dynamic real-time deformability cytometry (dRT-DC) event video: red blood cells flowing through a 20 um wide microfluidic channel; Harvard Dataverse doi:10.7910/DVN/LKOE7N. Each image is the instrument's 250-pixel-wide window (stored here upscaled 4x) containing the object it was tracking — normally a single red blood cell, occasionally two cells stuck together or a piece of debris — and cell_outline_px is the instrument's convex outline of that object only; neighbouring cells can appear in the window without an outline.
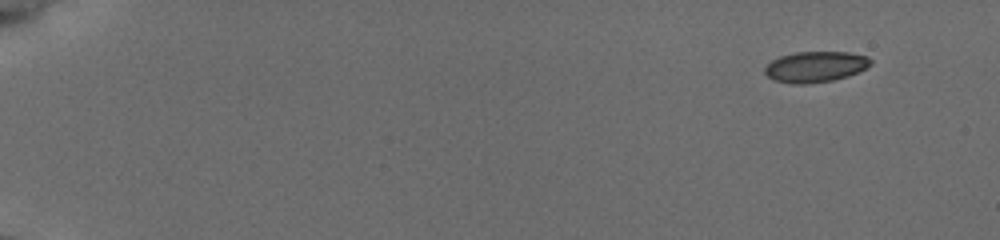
{"species": "common noctule bat (a hibernating species)", "species_latin": "Nyctalus noctula", "temperature_condition": "cold", "stored_images_in_passage": 52, "camera_frame_rate_fps": 3000, "um_per_image_px": 0.085, "animal": {"sex": "female", "body_mass_g": 19.5, "forearm_length_mm": 54.1}, "frame": {"image": 1, "passage_image": 1, "time_ms": 0.0, "image_size_px": [1000, 240], "cell_outline_px": [[872, 64], [848, 76], [832, 80], [800, 84], [776, 80], [768, 76], [764, 72], [764, 68], [772, 60], [780, 56], [796, 52], [848, 52], [868, 56], [872, 60]], "centroid_in_image_um": [69.33, 5.65], "position_along_channel_um": 15.7, "area_um2": 18.67}}
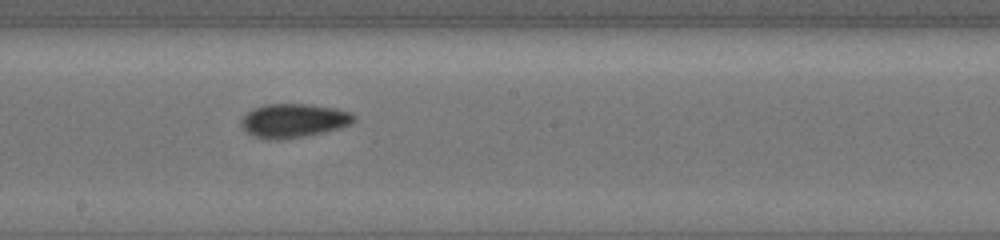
{"frame": {"image": 2, "passage_image": 30, "time_ms": 9.667, "image_size_px": [1000, 240], "cell_outline_px": [[356, 120], [340, 128], [324, 132], [304, 136], [280, 140], [264, 140], [248, 132], [240, 124], [240, 120], [252, 108], [264, 104], [308, 104], [332, 108], [348, 112], [356, 116]], "centroid_in_image_um": [24.92, 10.26], "position_along_channel_um": 223.3, "area_um2": 22.14}}
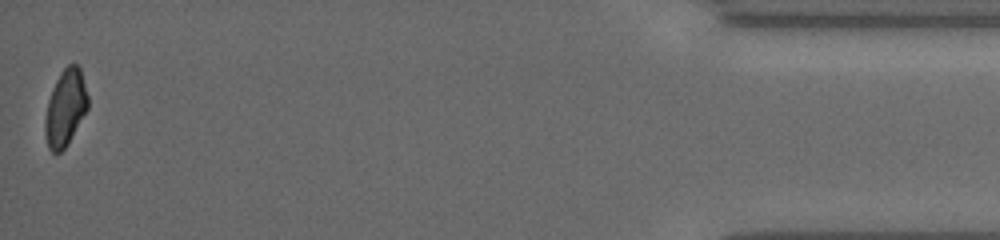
{"frame": {"image": 3, "passage_image": 52, "time_ms": 17.0, "image_size_px": [1000, 240], "cell_outline_px": [[88, 108], [68, 144], [60, 152], [52, 152], [48, 148], [44, 132], [44, 120], [48, 100], [56, 80], [60, 72], [68, 64], [76, 64], [80, 68], [88, 96]], "centroid_in_image_um": [5.55, 9.18], "position_along_channel_um": 429.7, "area_um2": 19.07}, "authors_computed_cell_mechanics": {"area_um2": 20.0855, "velocity_mm_per_s": 3.8293, "shape_relaxation_time_tau1_ms": 3.5512, "shape_relaxation_time_tau2_ms": 3.5021, "deformation_change_tau1": 0.0979, "deformation_change_tau2": 0.0576}}